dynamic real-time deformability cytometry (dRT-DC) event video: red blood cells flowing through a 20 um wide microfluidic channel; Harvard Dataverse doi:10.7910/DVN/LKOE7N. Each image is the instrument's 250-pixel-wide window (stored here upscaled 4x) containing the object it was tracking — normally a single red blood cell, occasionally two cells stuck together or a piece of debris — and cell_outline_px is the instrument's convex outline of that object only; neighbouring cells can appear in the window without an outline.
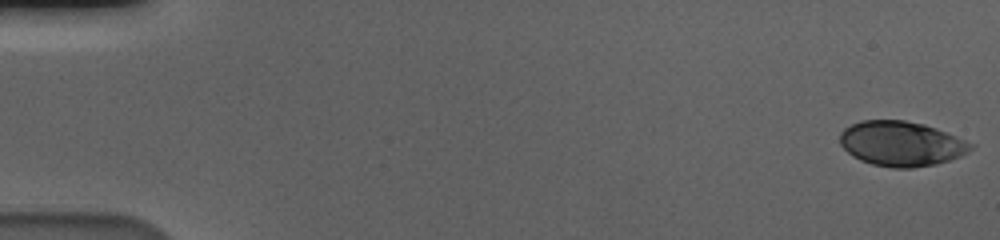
{"species": "human", "species_latin": "Homo sapiens", "temperature_condition": "cold", "stored_images_in_passage": 48, "camera_frame_rate_fps": 3000, "um_per_image_px": 0.085, "donor": {"sex": "male"}, "frame": {"image": 1, "passage_image": 1, "time_ms": 0.0, "image_size_px": [1000, 240], "cell_outline_px": [[976, 144], [968, 152], [960, 156], [936, 164], [912, 168], [892, 168], [872, 164], [860, 160], [852, 156], [840, 144], [840, 132], [844, 128], [860, 120], [904, 120], [924, 124], [936, 128]], "centroid_in_image_um": [76.61, 12.21], "position_along_channel_um": 8.4, "area_um2": 34.33}}
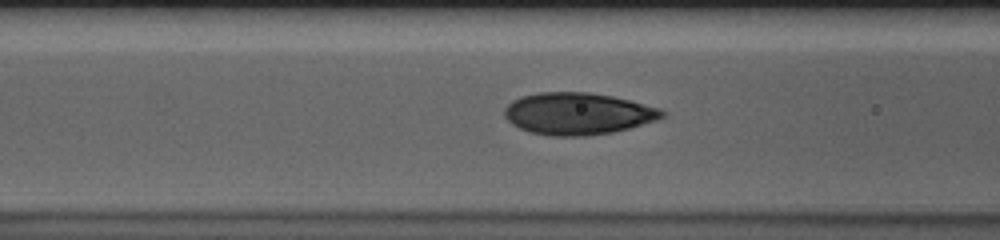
{"frame": {"image": 2, "passage_image": 24, "time_ms": 7.667, "image_size_px": [1000, 240], "cell_outline_px": [[668, 112], [664, 116], [656, 120], [628, 128], [612, 132], [584, 136], [552, 136], [532, 132], [520, 128], [512, 124], [504, 116], [504, 108], [512, 100], [524, 96], [540, 92], [588, 92], [612, 96], [660, 108]], "centroid_in_image_um": [49.11, 9.66], "position_along_channel_um": 117.5, "area_um2": 38.32}}
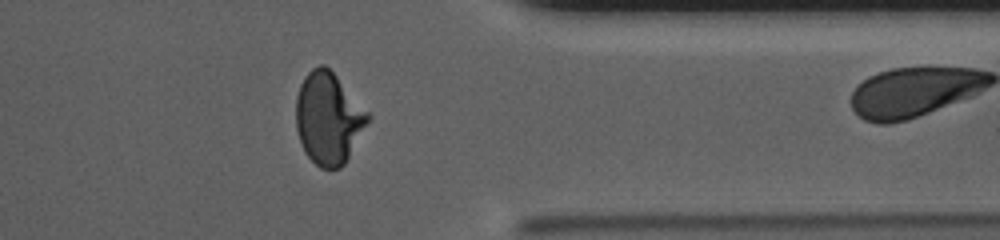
{"frame": {"image": 3, "passage_image": 47, "time_ms": 15.333, "image_size_px": [1000, 240], "cell_outline_px": [[372, 116], [344, 164], [340, 168], [320, 168], [304, 152], [296, 128], [296, 96], [300, 84], [304, 76], [312, 68], [320, 64], [324, 64], [336, 76]], "centroid_in_image_um": [27.9, 10.04], "position_along_channel_um": 383.5, "area_um2": 38.21}}